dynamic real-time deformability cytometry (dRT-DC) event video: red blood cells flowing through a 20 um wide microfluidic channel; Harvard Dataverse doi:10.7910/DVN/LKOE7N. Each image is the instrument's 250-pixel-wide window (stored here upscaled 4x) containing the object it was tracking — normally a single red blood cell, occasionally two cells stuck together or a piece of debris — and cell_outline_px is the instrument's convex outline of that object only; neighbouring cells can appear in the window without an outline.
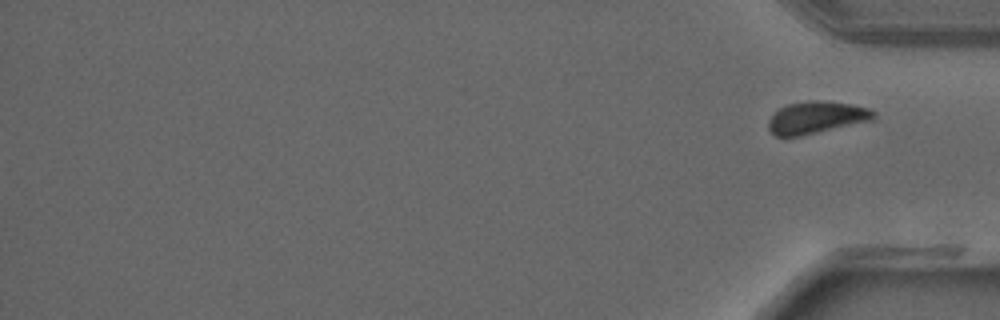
{"species": "common noctule bat (a hibernating species)", "species_latin": "Nyctalus noctula", "temperature_condition": "warm", "stored_images_in_passage": 38, "segment_of_instrument_passage": [2, 2], "camera_frame_rate_fps": 3000, "um_per_image_px": 0.085, "animal": {"sex": "male", "forearm_length_mm": 52.5}, "frame": {"image": 1, "passage_image": 38, "time_ms": 12.333, "image_size_px": [1000, 320], "cell_outline_px": [[876, 116], [872, 120], [800, 136], [776, 136], [768, 128], [768, 120], [780, 108], [788, 104], [812, 100], [816, 100], [852, 104], [872, 108], [876, 112]], "centroid_in_image_um": [69.43, 9.98], "position_along_channel_um": 365.8, "area_um2": 19.59}}